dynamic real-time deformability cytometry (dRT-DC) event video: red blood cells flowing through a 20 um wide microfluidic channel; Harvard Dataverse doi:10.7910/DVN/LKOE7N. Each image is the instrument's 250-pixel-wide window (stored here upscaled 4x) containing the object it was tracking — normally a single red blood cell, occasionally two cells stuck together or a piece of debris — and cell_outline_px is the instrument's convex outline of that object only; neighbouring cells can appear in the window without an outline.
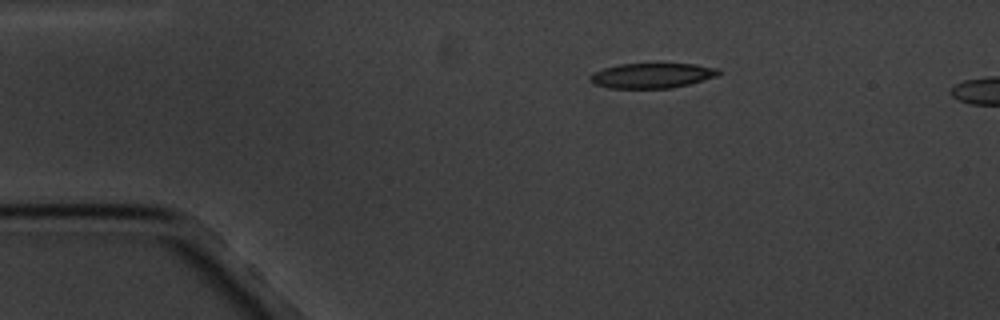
{"species": "common noctule bat (a hibernating species)", "species_latin": "Nyctalus noctula", "temperature_condition": "cold", "stored_images_in_passage": 5, "camera_frame_rate_fps": 3000, "um_per_image_px": 0.085, "animal": {"sex": "male", "body_mass_g": 20.1, "forearm_length_mm": 53.5}, "frame": {"image": 1, "passage_image": 1, "time_ms": 0.0, "image_size_px": [1000, 320], "cell_outline_px": [[720, 72], [716, 76], [688, 84], [672, 88], [608, 88], [596, 84], [588, 80], [588, 76], [592, 72], [604, 68], [620, 64], [696, 64], [720, 68]], "centroid_in_image_um": [55.39, 6.42], "position_along_channel_um": 29.6, "area_um2": 18.73}}
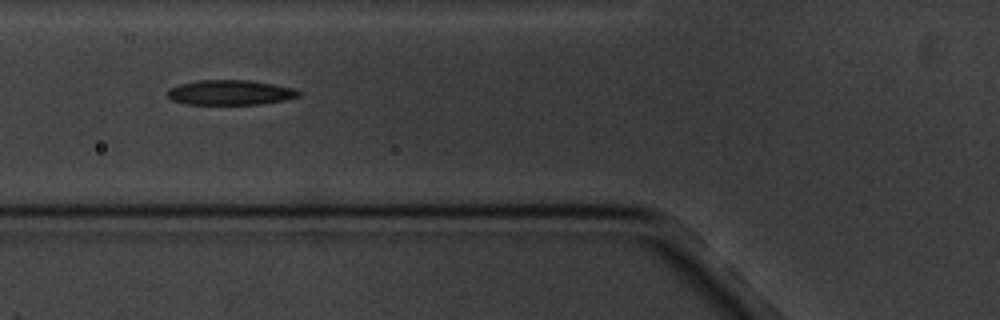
{"frame": {"image": 2, "passage_image": 4, "time_ms": 3.667, "image_size_px": [1000, 320], "cell_outline_px": [[300, 96], [284, 100], [260, 104], [184, 104], [172, 100], [168, 96], [168, 88], [180, 84], [200, 80], [248, 80], [296, 88], [300, 92]], "centroid_in_image_um": [19.57, 7.86], "position_along_channel_um": 106.2, "area_um2": 19.02}}
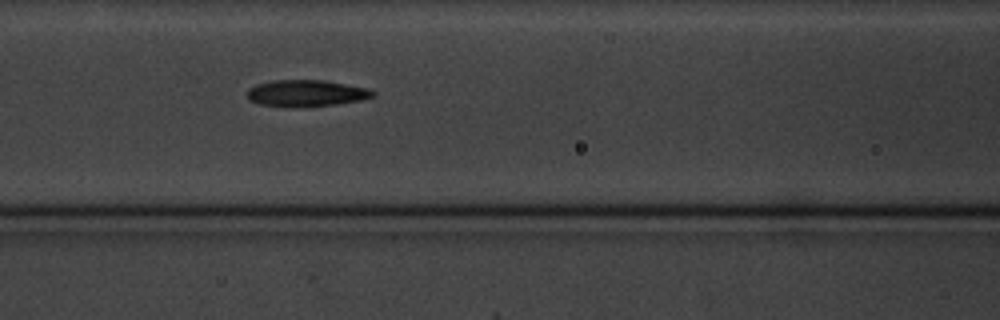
{"frame": {"image": 3, "passage_image": 5, "time_ms": 4.667, "image_size_px": [1000, 320], "cell_outline_px": [[376, 96], [364, 100], [336, 104], [260, 104], [248, 100], [248, 88], [256, 84], [272, 80], [324, 80], [368, 88], [376, 92]], "centroid_in_image_um": [26.1, 7.87], "position_along_channel_um": 140.5, "area_um2": 18.67}}